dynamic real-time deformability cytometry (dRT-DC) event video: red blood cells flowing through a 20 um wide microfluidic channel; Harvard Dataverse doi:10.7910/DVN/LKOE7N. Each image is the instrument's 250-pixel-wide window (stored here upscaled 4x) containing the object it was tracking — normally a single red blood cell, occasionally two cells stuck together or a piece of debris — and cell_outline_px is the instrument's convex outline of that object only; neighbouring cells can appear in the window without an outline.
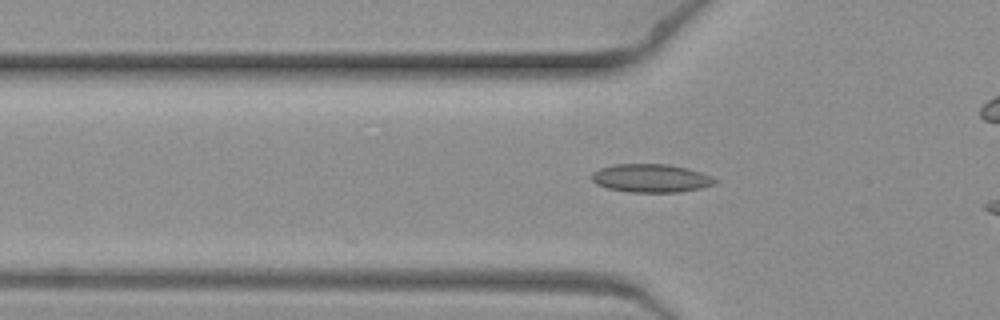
{"species": "common noctule bat (a hibernating species)", "species_latin": "Nyctalus noctula", "temperature_condition": "warm", "stored_images_in_passage": 8, "camera_frame_rate_fps": 3000, "um_per_image_px": 0.085, "animal": {"sex": "female", "body_mass_g": 19.3, "forearm_length_mm": 54.1}, "frame": {"image": 1, "passage_image": 6, "time_ms": 1.667, "image_size_px": [1000, 320], "cell_outline_px": [[716, 184], [700, 188], [680, 192], [628, 192], [608, 188], [596, 184], [592, 180], [592, 172], [600, 168], [616, 164], [668, 164], [688, 168], [712, 176], [716, 180]], "centroid_in_image_um": [55.34, 15.14], "position_along_channel_um": 70.5, "area_um2": 20.35}}
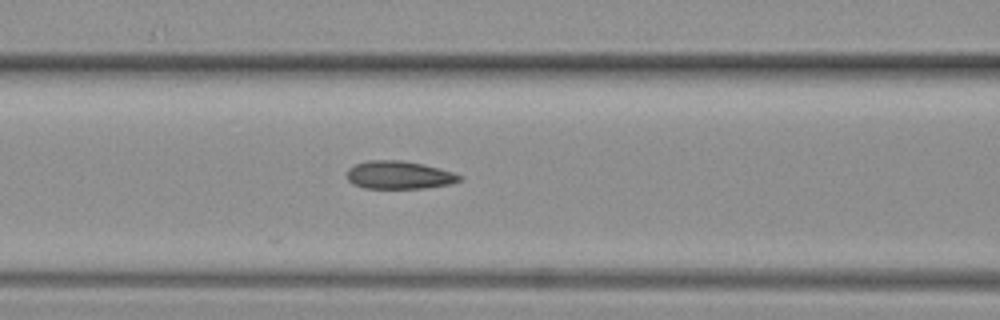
{"frame": {"image": 2, "passage_image": 8, "time_ms": 2.333, "image_size_px": [1000, 320], "cell_outline_px": [[464, 180], [448, 184], [428, 188], [364, 188], [352, 184], [348, 180], [348, 168], [356, 164], [368, 160], [400, 160], [424, 164], [452, 172], [464, 176]], "centroid_in_image_um": [33.94, 14.88], "position_along_channel_um": 132.7, "area_um2": 18.44}}